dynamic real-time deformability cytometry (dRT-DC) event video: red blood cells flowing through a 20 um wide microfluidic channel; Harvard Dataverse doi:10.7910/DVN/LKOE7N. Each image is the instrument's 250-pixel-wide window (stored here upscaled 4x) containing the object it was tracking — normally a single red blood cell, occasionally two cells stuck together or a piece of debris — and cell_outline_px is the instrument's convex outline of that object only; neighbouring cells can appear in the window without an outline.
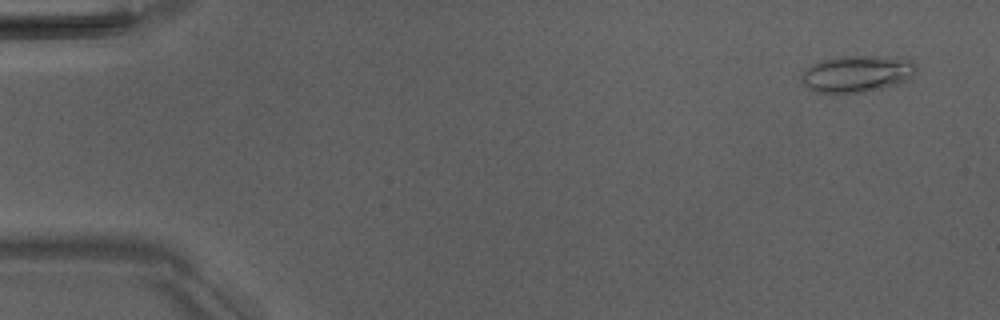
{"species": "Egyptian fruit bat (a non-hibernating species)", "species_latin": "Rousettus aegyptiacus", "temperature_condition": "room temperature", "stored_images_in_passage": 7, "camera_frame_rate_fps": 3000, "um_per_image_px": 0.085, "animal": {"sex": "male"}, "frame": {"image": 1, "passage_image": 1, "time_ms": 0.0, "image_size_px": [1000, 320], "cell_outline_px": [[916, 72], [908, 80], [884, 88], [864, 92], [816, 92], [808, 88], [800, 80], [800, 76], [812, 64], [836, 56], [908, 56], [916, 64]], "centroid_in_image_um": [72.92, 6.24], "position_along_channel_um": 12.1, "area_um2": 24.85}}